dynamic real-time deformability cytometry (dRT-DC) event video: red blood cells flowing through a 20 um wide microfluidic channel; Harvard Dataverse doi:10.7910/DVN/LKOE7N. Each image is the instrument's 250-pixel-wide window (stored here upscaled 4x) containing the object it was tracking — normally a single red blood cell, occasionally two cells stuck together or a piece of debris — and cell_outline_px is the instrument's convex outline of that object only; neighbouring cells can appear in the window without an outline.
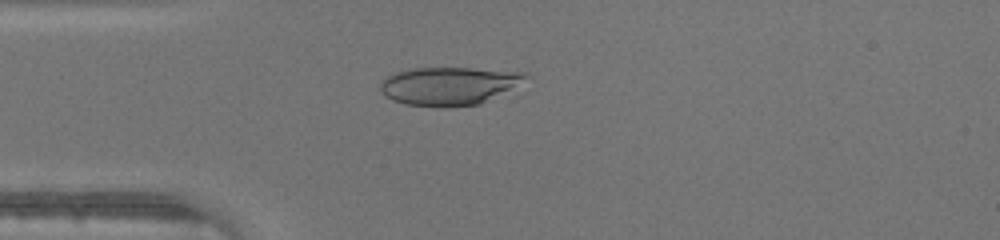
{"species": "human", "species_latin": "Homo sapiens", "temperature_condition": "warm", "stored_images_in_passage": 36, "camera_frame_rate_fps": 3000, "um_per_image_px": 0.085, "donor": {"sex": "male"}, "frame": {"image": 1, "passage_image": 3, "time_ms": 0.667, "image_size_px": [1000, 240], "cell_outline_px": [[528, 76], [508, 88], [480, 104], [444, 108], [440, 108], [408, 104], [392, 100], [384, 96], [380, 92], [380, 80], [396, 72], [416, 68], [472, 68], [524, 72]], "centroid_in_image_um": [38.03, 7.31], "position_along_channel_um": 47.0, "area_um2": 31.79}}
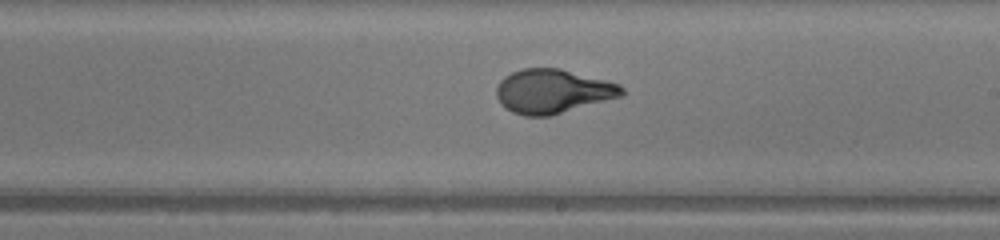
{"frame": {"image": 2, "passage_image": 17, "time_ms": 5.333, "image_size_px": [1000, 240], "cell_outline_px": [[624, 96], [552, 116], [524, 116], [512, 112], [496, 96], [496, 88], [500, 80], [504, 76], [512, 72], [524, 68], [560, 68], [620, 84], [624, 88]], "centroid_in_image_um": [47.02, 7.76], "position_along_channel_um": 242.0, "area_um2": 32.37}}
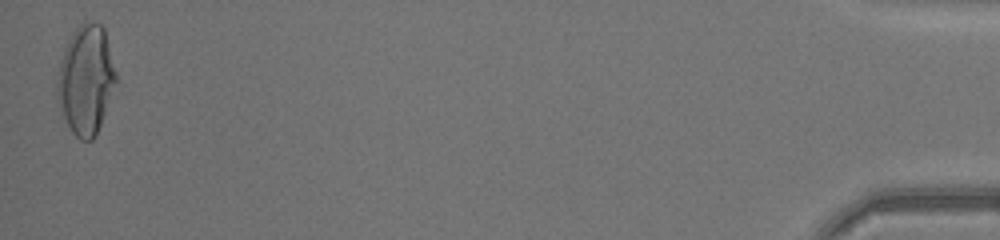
{"frame": {"image": 3, "passage_image": 36, "time_ms": 11.667, "image_size_px": [1000, 240], "cell_outline_px": [[120, 80], [96, 136], [92, 140], [80, 140], [72, 132], [60, 108], [56, 92], [56, 84], [60, 64], [64, 48], [68, 40], [76, 28], [84, 20], [100, 24], [104, 28]], "centroid_in_image_um": [7.36, 6.79], "position_along_channel_um": 427.8, "area_um2": 38.09}}